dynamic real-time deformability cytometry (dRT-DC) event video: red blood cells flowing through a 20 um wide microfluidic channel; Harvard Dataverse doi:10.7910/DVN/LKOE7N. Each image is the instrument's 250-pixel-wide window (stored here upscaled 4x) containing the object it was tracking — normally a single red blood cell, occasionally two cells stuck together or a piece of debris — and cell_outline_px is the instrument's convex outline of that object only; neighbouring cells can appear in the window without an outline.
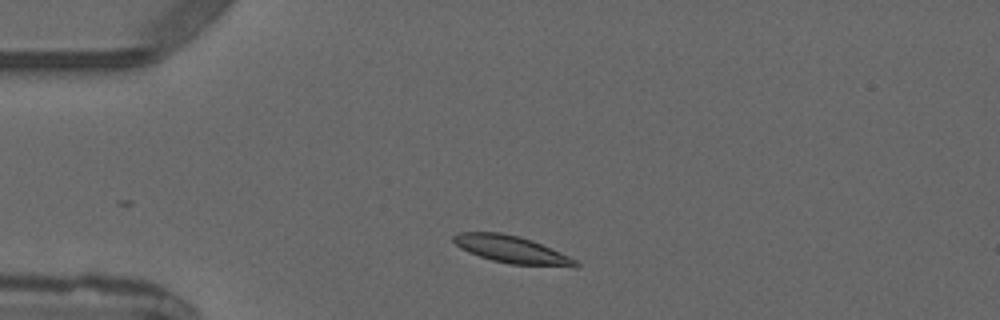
{"species": "common noctule bat (a hibernating species)", "species_latin": "Nyctalus noctula", "temperature_condition": "warm", "stored_images_in_passage": 5, "camera_frame_rate_fps": 3000, "um_per_image_px": 0.085, "animal": {"sex": "male", "forearm_length_mm": 52.5}, "frame": {"image": 1, "passage_image": 2, "time_ms": 1.333, "image_size_px": [1000, 320], "cell_outline_px": [[580, 264], [576, 268], [572, 268], [508, 264], [492, 260], [468, 252], [460, 248], [452, 240], [452, 236], [460, 232], [500, 232], [532, 240], [568, 256], [576, 260]], "centroid_in_image_um": [43.52, 21.23], "position_along_channel_um": 41.5, "area_um2": 19.54}}